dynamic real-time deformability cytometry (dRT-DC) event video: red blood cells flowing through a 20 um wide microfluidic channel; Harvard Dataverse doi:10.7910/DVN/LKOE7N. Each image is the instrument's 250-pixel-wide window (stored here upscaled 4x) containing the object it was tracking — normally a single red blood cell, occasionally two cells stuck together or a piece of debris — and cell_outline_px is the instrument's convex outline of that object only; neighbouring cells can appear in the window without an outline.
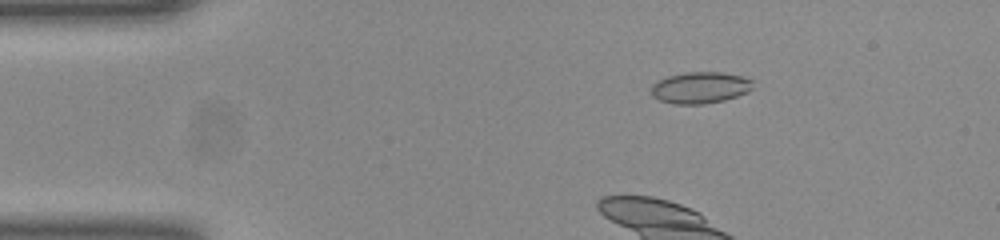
{"species": "common noctule bat (a hibernating species)", "species_latin": "Nyctalus noctula", "temperature_condition": "room temperature", "stored_images_in_passage": 26, "camera_frame_rate_fps": 3000, "um_per_image_px": 0.085, "animal": {"sex": "female", "body_mass_g": 23.0, "forearm_length_mm": 53.4}, "frame": {"image": 1, "passage_image": 8, "time_ms": 2.333, "image_size_px": [1000, 240], "cell_outline_px": [[752, 88], [748, 92], [724, 100], [704, 104], [676, 104], [660, 100], [652, 96], [652, 84], [656, 80], [668, 76], [684, 72], [720, 72], [740, 76], [752, 80]], "centroid_in_image_um": [59.49, 7.44], "position_along_channel_um": 25.5, "area_um2": 18.61}}